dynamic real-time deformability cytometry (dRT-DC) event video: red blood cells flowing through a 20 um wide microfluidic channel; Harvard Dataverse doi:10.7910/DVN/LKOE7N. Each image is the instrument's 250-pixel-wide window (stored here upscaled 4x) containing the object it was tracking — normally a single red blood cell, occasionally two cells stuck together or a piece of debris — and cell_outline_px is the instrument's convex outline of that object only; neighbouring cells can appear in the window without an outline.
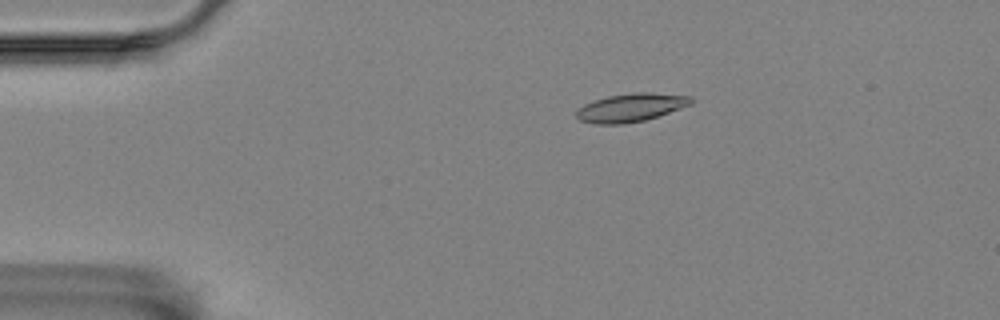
{"species": "Egyptian fruit bat (a non-hibernating species)", "species_latin": "Rousettus aegyptiacus", "temperature_condition": "room temperature", "stored_images_in_passage": 7, "camera_frame_rate_fps": 3000, "um_per_image_px": 0.085, "animal": {"sex": "female"}, "frame": {"image": 1, "passage_image": 2, "time_ms": 0.333, "image_size_px": [1000, 320], "cell_outline_px": [[692, 104], [644, 120], [620, 124], [596, 124], [580, 120], [576, 116], [576, 108], [584, 104], [608, 96], [636, 92], [652, 92], [692, 96]], "centroid_in_image_um": [53.6, 9.13], "position_along_channel_um": 31.4, "area_um2": 18.73}}
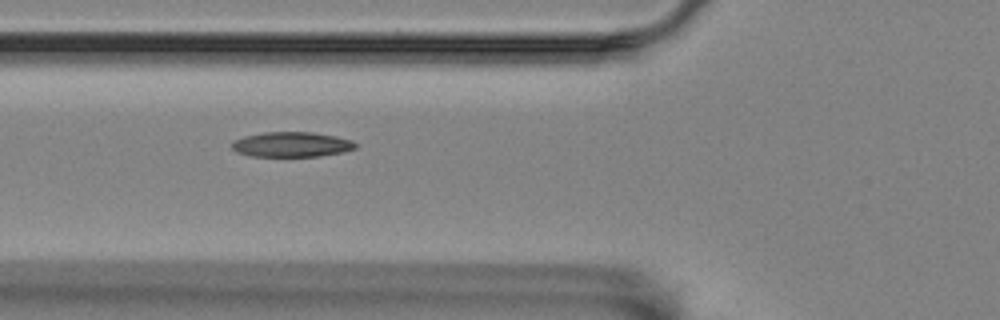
{"frame": {"image": 2, "passage_image": 5, "time_ms": 1.333, "image_size_px": [1000, 320], "cell_outline_px": [[356, 148], [340, 152], [320, 156], [252, 156], [236, 152], [232, 148], [232, 140], [244, 136], [264, 132], [312, 132], [336, 136], [352, 140], [356, 144]], "centroid_in_image_um": [24.76, 12.27], "position_along_channel_um": 101.0, "area_um2": 17.98}}
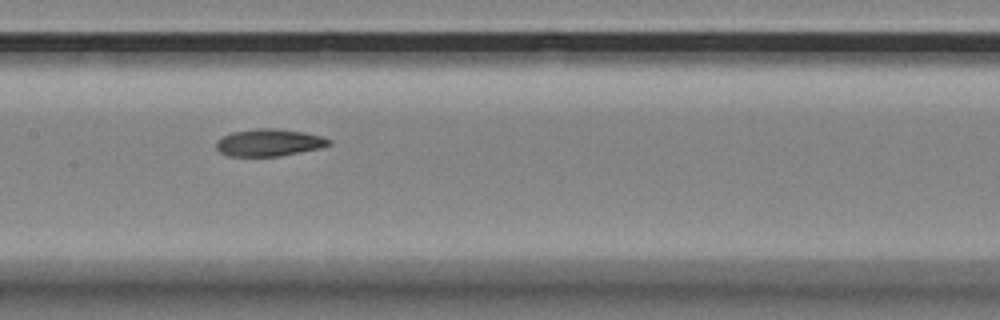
{"frame": {"image": 3, "passage_image": 7, "time_ms": 2.0, "image_size_px": [1000, 320], "cell_outline_px": [[332, 144], [320, 148], [280, 156], [228, 156], [220, 152], [216, 148], [216, 140], [220, 136], [232, 132], [256, 128], [276, 128], [304, 132], [320, 136], [332, 140]], "centroid_in_image_um": [22.84, 12.11], "position_along_channel_um": 184.6, "area_um2": 18.03}}